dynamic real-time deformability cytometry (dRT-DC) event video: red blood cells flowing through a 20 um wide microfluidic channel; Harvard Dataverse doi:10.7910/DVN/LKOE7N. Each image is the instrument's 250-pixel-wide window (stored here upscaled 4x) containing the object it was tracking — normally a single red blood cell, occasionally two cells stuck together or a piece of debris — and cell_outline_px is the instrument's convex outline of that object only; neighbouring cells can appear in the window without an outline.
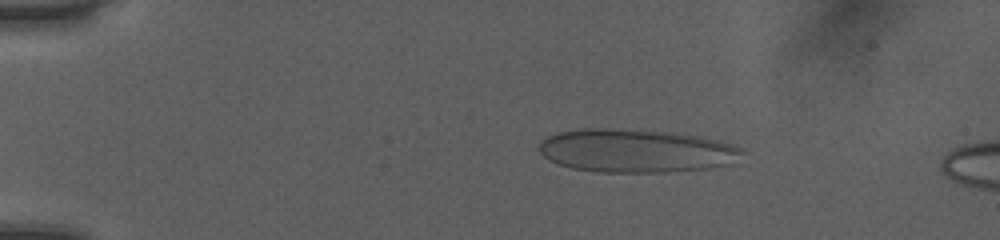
{"species": "human", "species_latin": "Homo sapiens", "temperature_condition": "room temperature", "stored_images_in_passage": 43, "camera_frame_rate_fps": 3000, "um_per_image_px": 0.085, "donor": {"sex": "female"}, "frame": {"image": 1, "passage_image": 2, "time_ms": 0.333, "image_size_px": [1000, 240], "cell_outline_px": [[748, 152], [724, 164], [708, 168], [664, 172], [596, 172], [572, 168], [548, 160], [540, 152], [540, 140], [556, 132], [584, 128], [604, 128], [672, 132], [700, 136], [732, 144], [744, 148]], "centroid_in_image_um": [54.03, 12.8], "position_along_channel_um": 31.0, "area_um2": 51.21}}
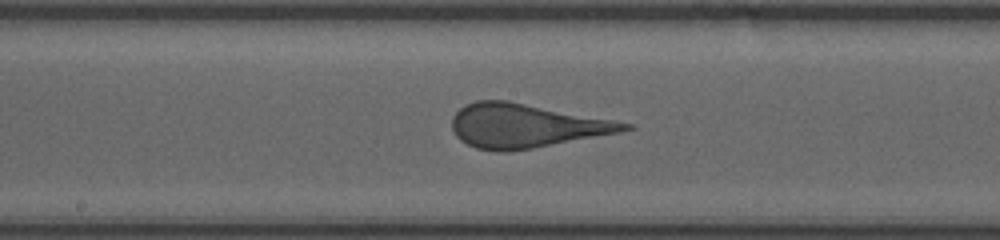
{"frame": {"image": 2, "passage_image": 20, "time_ms": 6.333, "image_size_px": [1000, 240], "cell_outline_px": [[636, 128], [620, 132], [532, 148], [508, 152], [496, 152], [476, 148], [460, 140], [456, 136], [452, 128], [452, 116], [464, 104], [476, 100], [508, 100], [632, 124]], "centroid_in_image_um": [44.63, 10.69], "position_along_channel_um": 203.6, "area_um2": 43.87}}
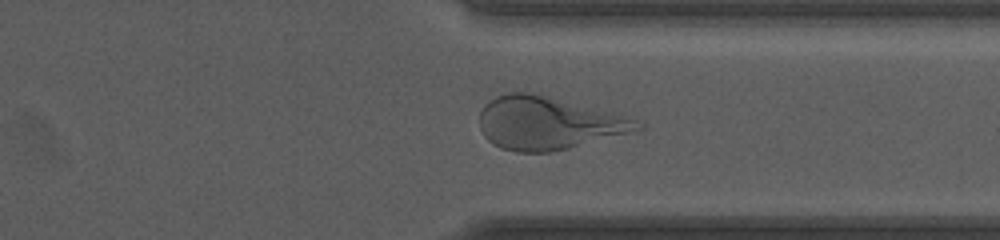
{"frame": {"image": 3, "passage_image": 32, "time_ms": 10.333, "image_size_px": [1000, 240], "cell_outline_px": [[644, 128], [568, 148], [548, 152], [516, 152], [500, 148], [492, 144], [484, 136], [480, 128], [480, 112], [484, 104], [496, 96], [508, 92], [528, 92], [636, 120], [644, 124]], "centroid_in_image_um": [46.47, 10.49], "position_along_channel_um": 364.9, "area_um2": 47.28}, "authors_computed_cell_mechanics": {"area_um2": 47.2804, "velocity_mm_per_s": 4.0496, "shape_relaxation_time_tau1_ms": 7.2955, "shape_relaxation_time_tau2_ms": null, "deformation_change_tau1": 0.2353, "deformation_change_tau2": null}}